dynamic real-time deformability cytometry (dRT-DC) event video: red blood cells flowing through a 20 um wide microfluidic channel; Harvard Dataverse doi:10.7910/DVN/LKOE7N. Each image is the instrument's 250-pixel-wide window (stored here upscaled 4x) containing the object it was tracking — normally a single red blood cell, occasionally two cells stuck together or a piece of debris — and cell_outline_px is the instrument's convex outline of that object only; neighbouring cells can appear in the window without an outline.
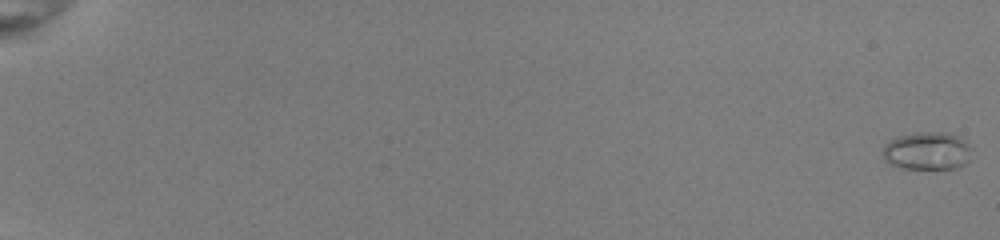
{"species": "common noctule bat (a hibernating species)", "species_latin": "Nyctalus noctula", "temperature_condition": "room temperature", "stored_images_in_passage": 21, "camera_frame_rate_fps": 3000, "um_per_image_px": 0.085, "animal": {"sex": "female", "body_mass_g": 22.0, "forearm_length_mm": 56.7}, "frame": {"image": 1, "passage_image": 1, "time_ms": 0.0, "image_size_px": [1000, 240], "cell_outline_px": [[972, 148], [968, 160], [964, 164], [956, 168], [900, 168], [888, 164], [884, 160], [880, 152], [884, 144], [900, 136], [920, 132], [944, 132], [956, 136], [964, 140]], "centroid_in_image_um": [78.76, 12.84], "position_along_channel_um": 6.2, "area_um2": 19.65}}